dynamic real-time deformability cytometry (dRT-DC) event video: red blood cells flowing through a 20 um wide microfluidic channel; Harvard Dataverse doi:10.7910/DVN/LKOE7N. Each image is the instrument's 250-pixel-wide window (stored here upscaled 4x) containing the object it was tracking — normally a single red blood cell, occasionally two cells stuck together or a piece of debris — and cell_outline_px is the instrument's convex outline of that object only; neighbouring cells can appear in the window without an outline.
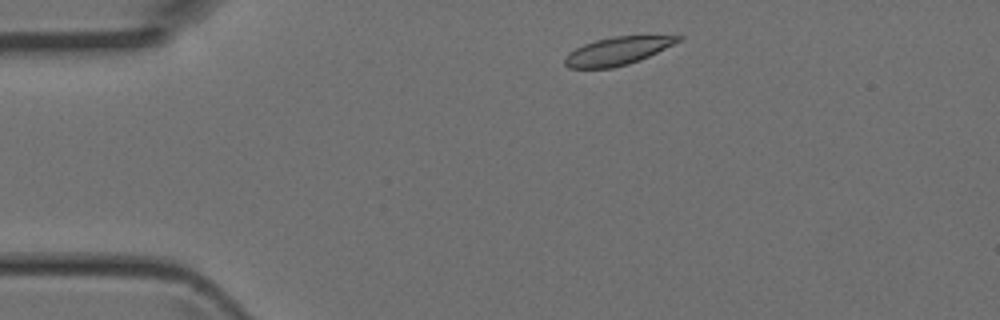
{"species": "Egyptian fruit bat (a non-hibernating species)", "species_latin": "Rousettus aegyptiacus", "temperature_condition": "room temperature", "stored_images_in_passage": 2, "camera_frame_rate_fps": 3000, "um_per_image_px": 0.085, "animal": {"sex": "female"}, "frame": {"image": 1, "passage_image": 1, "time_ms": 0.0, "image_size_px": [1000, 320], "cell_outline_px": [[684, 40], [640, 60], [628, 64], [612, 68], [568, 68], [564, 64], [564, 56], [568, 52], [584, 44], [596, 40], [616, 36], [684, 36]], "centroid_in_image_um": [52.49, 4.34], "position_along_channel_um": 32.5, "area_um2": 18.5}}